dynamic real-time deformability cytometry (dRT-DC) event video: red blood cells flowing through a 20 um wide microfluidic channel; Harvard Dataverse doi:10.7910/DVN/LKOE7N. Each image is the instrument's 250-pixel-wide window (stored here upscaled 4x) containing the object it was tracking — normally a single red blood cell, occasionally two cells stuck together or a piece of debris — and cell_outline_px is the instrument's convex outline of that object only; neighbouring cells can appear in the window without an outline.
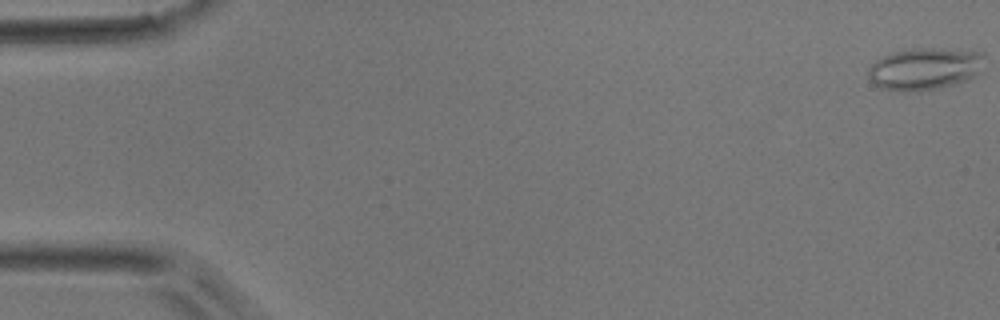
{"species": "common noctule bat (a hibernating species)", "species_latin": "Nyctalus noctula", "temperature_condition": "room temperature", "stored_images_in_passage": 8, "camera_frame_rate_fps": 3000, "um_per_image_px": 0.085, "animal": {"sex": "male", "body_mass_g": 17.9}, "frame": {"image": 1, "passage_image": 1, "time_ms": 0.0, "image_size_px": [1000, 320], "cell_outline_px": [[984, 56], [976, 72], [968, 80], [956, 84], [936, 88], [904, 92], [880, 88], [868, 76], [868, 68], [876, 60], [884, 56], [896, 52], [912, 48], [944, 48], [984, 52]], "centroid_in_image_um": [78.57, 5.84], "position_along_channel_um": 6.4, "area_um2": 28.09}}